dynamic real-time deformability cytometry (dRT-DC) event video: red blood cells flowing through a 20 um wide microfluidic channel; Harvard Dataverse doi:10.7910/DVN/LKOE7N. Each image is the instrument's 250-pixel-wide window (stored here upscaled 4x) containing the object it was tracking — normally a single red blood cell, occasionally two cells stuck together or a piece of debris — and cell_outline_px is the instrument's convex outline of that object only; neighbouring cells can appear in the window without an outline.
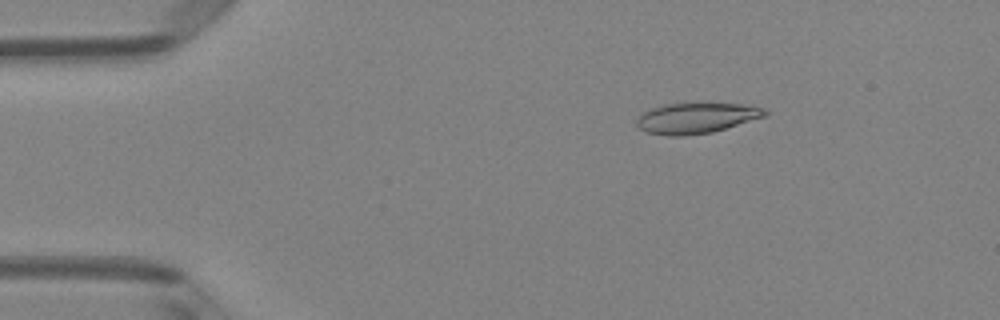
{"species": "Egyptian fruit bat (a non-hibernating species)", "species_latin": "Rousettus aegyptiacus", "temperature_condition": "room temperature", "stored_images_in_passage": 49, "camera_frame_rate_fps": 3000, "um_per_image_px": 0.085, "animal": {"sex": "female"}, "frame": {"image": 1, "passage_image": 7, "time_ms": 2.0, "image_size_px": [1000, 320], "cell_outline_px": [[768, 116], [712, 132], [684, 136], [668, 136], [644, 132], [636, 124], [636, 120], [644, 112], [652, 108], [664, 104], [744, 104], [764, 108], [768, 112]], "centroid_in_image_um": [59.2, 10.05], "position_along_channel_um": 25.8, "area_um2": 22.77}}
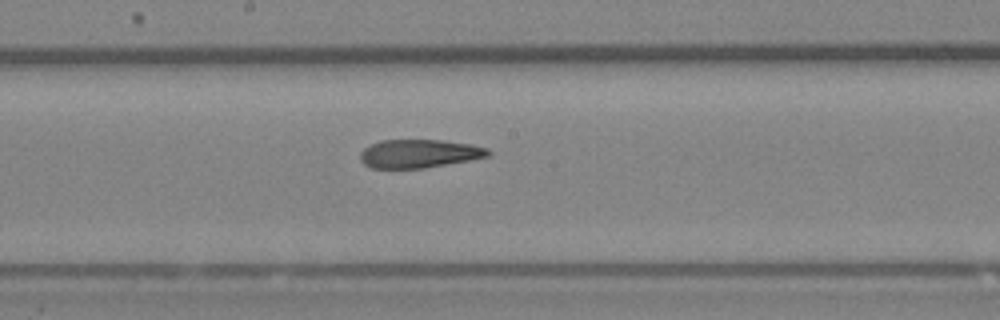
{"frame": {"image": 2, "passage_image": 26, "time_ms": 8.333, "image_size_px": [1000, 320], "cell_outline_px": [[492, 152], [488, 156], [468, 160], [424, 168], [372, 168], [364, 164], [360, 160], [360, 152], [364, 148], [380, 140], [440, 140], [472, 144], [488, 148]], "centroid_in_image_um": [35.62, 13.05], "position_along_channel_um": 212.6, "area_um2": 21.1}}
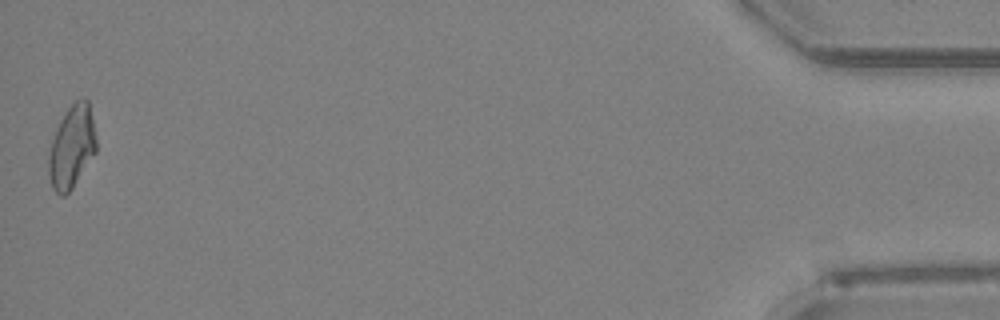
{"frame": {"image": 3, "passage_image": 49, "time_ms": 16.0, "image_size_px": [1000, 320], "cell_outline_px": [[96, 152], [72, 188], [64, 196], [60, 196], [52, 188], [48, 172], [48, 156], [52, 140], [60, 120], [64, 112], [76, 100], [84, 96], [88, 100], [96, 140]], "centroid_in_image_um": [6.09, 12.48], "position_along_channel_um": 429.1, "area_um2": 22.77}, "authors_computed_cell_mechanics": {"area_um2": 22.7154, "velocity_mm_per_s": 4.0286, "shape_relaxation_time_tau1_ms": null, "shape_relaxation_time_tau2_ms": 2.8801, "deformation_change_tau1": null, "deformation_change_tau2": 0.1166}}